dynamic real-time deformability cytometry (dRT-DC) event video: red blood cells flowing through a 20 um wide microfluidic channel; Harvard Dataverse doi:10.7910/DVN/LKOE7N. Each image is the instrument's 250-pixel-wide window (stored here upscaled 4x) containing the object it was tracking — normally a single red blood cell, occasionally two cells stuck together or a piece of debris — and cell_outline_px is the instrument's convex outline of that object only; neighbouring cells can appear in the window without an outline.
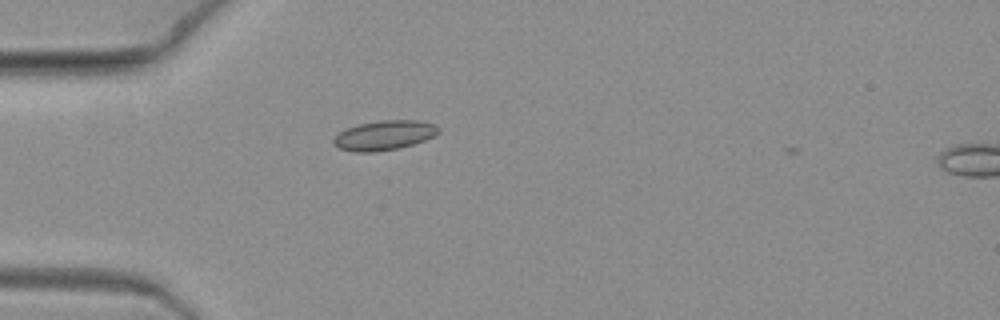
{"species": "common noctule bat (a hibernating species)", "species_latin": "Nyctalus noctula", "temperature_condition": "warm", "stored_images_in_passage": 4, "camera_frame_rate_fps": 3000, "um_per_image_px": 0.085, "animal": {"sex": "female", "body_mass_g": 19.3, "forearm_length_mm": 54.1}, "frame": {"image": 1, "passage_image": 1, "time_ms": 0.0, "image_size_px": [1000, 320], "cell_outline_px": [[440, 132], [424, 140], [400, 148], [376, 152], [352, 152], [340, 148], [332, 144], [332, 140], [340, 132], [348, 128], [360, 124], [380, 120], [416, 120], [436, 124], [440, 128]], "centroid_in_image_um": [32.67, 11.5], "position_along_channel_um": 52.3, "area_um2": 18.09}}
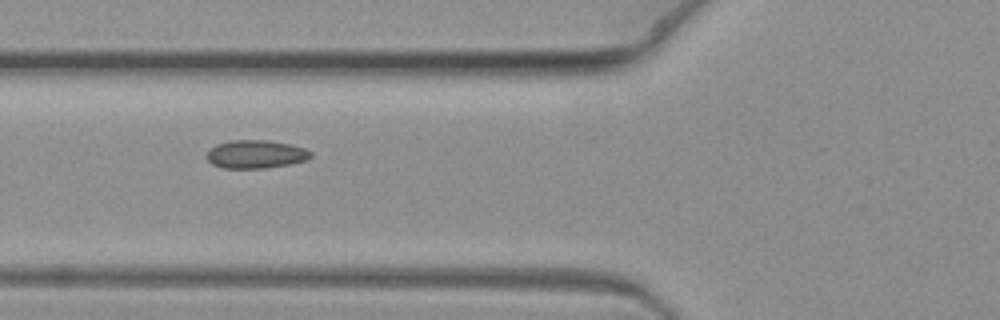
{"frame": {"image": 2, "passage_image": 3, "time_ms": 0.667, "image_size_px": [1000, 320], "cell_outline_px": [[312, 156], [304, 160], [288, 164], [264, 168], [224, 168], [212, 164], [208, 160], [208, 152], [216, 144], [228, 140], [268, 140], [288, 144], [304, 148], [312, 152]], "centroid_in_image_um": [21.73, 13.1], "position_along_channel_um": 104.1, "area_um2": 16.88}}
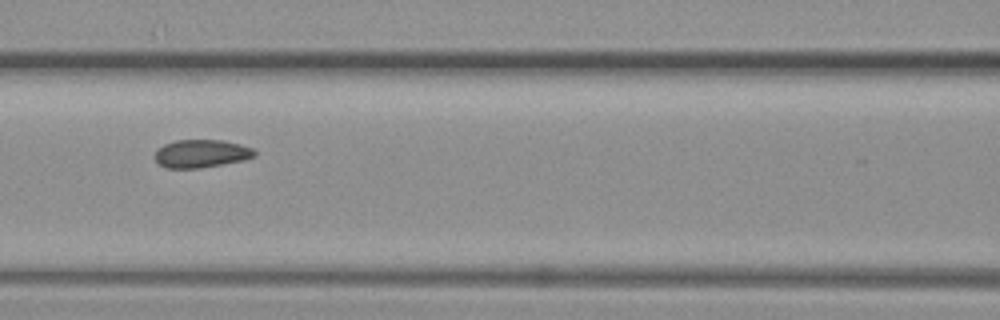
{"frame": {"image": 3, "passage_image": 4, "time_ms": 1.0, "image_size_px": [1000, 320], "cell_outline_px": [[256, 156], [244, 160], [200, 168], [168, 168], [160, 164], [156, 160], [156, 152], [164, 144], [176, 140], [224, 140], [240, 144], [252, 148], [256, 152]], "centroid_in_image_um": [17.15, 13.05], "position_along_channel_um": 149.5, "area_um2": 16.13}}